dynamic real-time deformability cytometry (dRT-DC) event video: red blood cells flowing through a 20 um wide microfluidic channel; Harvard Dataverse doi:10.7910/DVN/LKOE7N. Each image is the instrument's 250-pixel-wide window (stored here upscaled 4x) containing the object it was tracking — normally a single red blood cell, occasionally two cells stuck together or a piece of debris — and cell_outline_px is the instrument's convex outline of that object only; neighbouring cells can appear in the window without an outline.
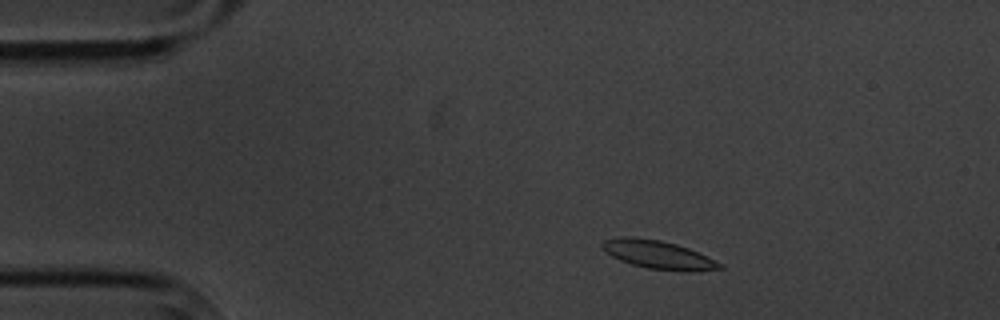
{"species": "common noctule bat (a hibernating species)", "species_latin": "Nyctalus noctula", "temperature_condition": "cold", "stored_images_in_passage": 5, "camera_frame_rate_fps": 3000, "um_per_image_px": 0.085, "animal": {"sex": "male", "body_mass_g": 20.1, "forearm_length_mm": 53.5}, "frame": {"image": 1, "passage_image": 2, "time_ms": 1.333, "image_size_px": [1000, 320], "cell_outline_px": [[724, 268], [696, 272], [684, 272], [648, 268], [632, 264], [620, 260], [612, 256], [600, 244], [604, 240], [616, 236], [636, 236], [660, 240], [676, 244], [688, 248], [724, 264]], "centroid_in_image_um": [55.97, 21.65], "position_along_channel_um": 29.0, "area_um2": 19.59}}